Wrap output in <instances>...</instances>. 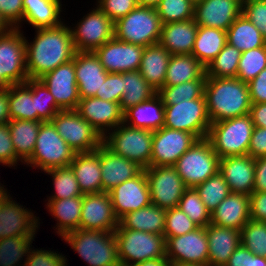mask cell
I'll return each instance as SVG.
<instances>
[{"label":"cell","instance_id":"cell-1","mask_svg":"<svg viewBox=\"0 0 266 266\" xmlns=\"http://www.w3.org/2000/svg\"><path fill=\"white\" fill-rule=\"evenodd\" d=\"M30 43L25 39L26 70L29 79H40L58 66L72 60L76 53L70 27L61 23L56 27L35 29Z\"/></svg>","mask_w":266,"mask_h":266},{"label":"cell","instance_id":"cell-2","mask_svg":"<svg viewBox=\"0 0 266 266\" xmlns=\"http://www.w3.org/2000/svg\"><path fill=\"white\" fill-rule=\"evenodd\" d=\"M204 95L211 123L247 115L252 105L248 84L237 77H207Z\"/></svg>","mask_w":266,"mask_h":266},{"label":"cell","instance_id":"cell-3","mask_svg":"<svg viewBox=\"0 0 266 266\" xmlns=\"http://www.w3.org/2000/svg\"><path fill=\"white\" fill-rule=\"evenodd\" d=\"M62 238L89 266H121L114 232L78 229Z\"/></svg>","mask_w":266,"mask_h":266},{"label":"cell","instance_id":"cell-4","mask_svg":"<svg viewBox=\"0 0 266 266\" xmlns=\"http://www.w3.org/2000/svg\"><path fill=\"white\" fill-rule=\"evenodd\" d=\"M254 124L249 114L211 123L207 139L218 157L247 155Z\"/></svg>","mask_w":266,"mask_h":266},{"label":"cell","instance_id":"cell-5","mask_svg":"<svg viewBox=\"0 0 266 266\" xmlns=\"http://www.w3.org/2000/svg\"><path fill=\"white\" fill-rule=\"evenodd\" d=\"M114 235L121 266H135L144 261L166 258L164 235L131 229H116Z\"/></svg>","mask_w":266,"mask_h":266},{"label":"cell","instance_id":"cell-6","mask_svg":"<svg viewBox=\"0 0 266 266\" xmlns=\"http://www.w3.org/2000/svg\"><path fill=\"white\" fill-rule=\"evenodd\" d=\"M152 140L153 131L122 123L103 137V144L113 153L146 169L151 166Z\"/></svg>","mask_w":266,"mask_h":266},{"label":"cell","instance_id":"cell-7","mask_svg":"<svg viewBox=\"0 0 266 266\" xmlns=\"http://www.w3.org/2000/svg\"><path fill=\"white\" fill-rule=\"evenodd\" d=\"M162 23L154 7L138 6L114 23V37L147 47L159 43Z\"/></svg>","mask_w":266,"mask_h":266},{"label":"cell","instance_id":"cell-8","mask_svg":"<svg viewBox=\"0 0 266 266\" xmlns=\"http://www.w3.org/2000/svg\"><path fill=\"white\" fill-rule=\"evenodd\" d=\"M220 158L207 138L198 139L173 165L187 188L219 172Z\"/></svg>","mask_w":266,"mask_h":266},{"label":"cell","instance_id":"cell-9","mask_svg":"<svg viewBox=\"0 0 266 266\" xmlns=\"http://www.w3.org/2000/svg\"><path fill=\"white\" fill-rule=\"evenodd\" d=\"M75 154L76 152L57 133L52 122H42L33 154L25 163L45 173L50 169L69 166Z\"/></svg>","mask_w":266,"mask_h":266},{"label":"cell","instance_id":"cell-10","mask_svg":"<svg viewBox=\"0 0 266 266\" xmlns=\"http://www.w3.org/2000/svg\"><path fill=\"white\" fill-rule=\"evenodd\" d=\"M23 35L20 27L0 35V89L25 83L29 78L26 70V37Z\"/></svg>","mask_w":266,"mask_h":266},{"label":"cell","instance_id":"cell-11","mask_svg":"<svg viewBox=\"0 0 266 266\" xmlns=\"http://www.w3.org/2000/svg\"><path fill=\"white\" fill-rule=\"evenodd\" d=\"M51 122L76 153L91 152L103 144V137L76 110L59 111Z\"/></svg>","mask_w":266,"mask_h":266},{"label":"cell","instance_id":"cell-12","mask_svg":"<svg viewBox=\"0 0 266 266\" xmlns=\"http://www.w3.org/2000/svg\"><path fill=\"white\" fill-rule=\"evenodd\" d=\"M210 125L205 97L165 105L164 127L192 133L203 139L207 138Z\"/></svg>","mask_w":266,"mask_h":266},{"label":"cell","instance_id":"cell-13","mask_svg":"<svg viewBox=\"0 0 266 266\" xmlns=\"http://www.w3.org/2000/svg\"><path fill=\"white\" fill-rule=\"evenodd\" d=\"M166 259L170 266L208 265L206 227L176 237H165Z\"/></svg>","mask_w":266,"mask_h":266},{"label":"cell","instance_id":"cell-14","mask_svg":"<svg viewBox=\"0 0 266 266\" xmlns=\"http://www.w3.org/2000/svg\"><path fill=\"white\" fill-rule=\"evenodd\" d=\"M71 30L76 51L94 52L114 37V22L96 5Z\"/></svg>","mask_w":266,"mask_h":266},{"label":"cell","instance_id":"cell-15","mask_svg":"<svg viewBox=\"0 0 266 266\" xmlns=\"http://www.w3.org/2000/svg\"><path fill=\"white\" fill-rule=\"evenodd\" d=\"M148 180L151 204L161 209L178 207L187 189L173 166H149L144 169Z\"/></svg>","mask_w":266,"mask_h":266},{"label":"cell","instance_id":"cell-16","mask_svg":"<svg viewBox=\"0 0 266 266\" xmlns=\"http://www.w3.org/2000/svg\"><path fill=\"white\" fill-rule=\"evenodd\" d=\"M197 140L192 133L164 126L153 131L151 166H173Z\"/></svg>","mask_w":266,"mask_h":266},{"label":"cell","instance_id":"cell-17","mask_svg":"<svg viewBox=\"0 0 266 266\" xmlns=\"http://www.w3.org/2000/svg\"><path fill=\"white\" fill-rule=\"evenodd\" d=\"M108 193L118 220L129 212L151 204L150 190L144 169L137 176L124 181Z\"/></svg>","mask_w":266,"mask_h":266},{"label":"cell","instance_id":"cell-18","mask_svg":"<svg viewBox=\"0 0 266 266\" xmlns=\"http://www.w3.org/2000/svg\"><path fill=\"white\" fill-rule=\"evenodd\" d=\"M144 47L113 37L94 51L108 73L139 70Z\"/></svg>","mask_w":266,"mask_h":266},{"label":"cell","instance_id":"cell-19","mask_svg":"<svg viewBox=\"0 0 266 266\" xmlns=\"http://www.w3.org/2000/svg\"><path fill=\"white\" fill-rule=\"evenodd\" d=\"M119 225L108 192L84 194L79 229L114 232Z\"/></svg>","mask_w":266,"mask_h":266},{"label":"cell","instance_id":"cell-20","mask_svg":"<svg viewBox=\"0 0 266 266\" xmlns=\"http://www.w3.org/2000/svg\"><path fill=\"white\" fill-rule=\"evenodd\" d=\"M9 195H5L0 201V239L35 236L40 225L39 217H36L31 209L13 201Z\"/></svg>","mask_w":266,"mask_h":266},{"label":"cell","instance_id":"cell-21","mask_svg":"<svg viewBox=\"0 0 266 266\" xmlns=\"http://www.w3.org/2000/svg\"><path fill=\"white\" fill-rule=\"evenodd\" d=\"M40 80L54 96L56 104L62 110H75L80 100L75 77L74 58L51 72Z\"/></svg>","mask_w":266,"mask_h":266},{"label":"cell","instance_id":"cell-22","mask_svg":"<svg viewBox=\"0 0 266 266\" xmlns=\"http://www.w3.org/2000/svg\"><path fill=\"white\" fill-rule=\"evenodd\" d=\"M81 117L90 123L104 137L109 130L123 123V111L120 103L106 101L96 97L80 98L75 109Z\"/></svg>","mask_w":266,"mask_h":266},{"label":"cell","instance_id":"cell-23","mask_svg":"<svg viewBox=\"0 0 266 266\" xmlns=\"http://www.w3.org/2000/svg\"><path fill=\"white\" fill-rule=\"evenodd\" d=\"M241 14L238 0H204L195 4L194 20L198 26L227 31Z\"/></svg>","mask_w":266,"mask_h":266},{"label":"cell","instance_id":"cell-24","mask_svg":"<svg viewBox=\"0 0 266 266\" xmlns=\"http://www.w3.org/2000/svg\"><path fill=\"white\" fill-rule=\"evenodd\" d=\"M74 68L80 98L94 97L100 93L108 72L94 52L76 51Z\"/></svg>","mask_w":266,"mask_h":266},{"label":"cell","instance_id":"cell-25","mask_svg":"<svg viewBox=\"0 0 266 266\" xmlns=\"http://www.w3.org/2000/svg\"><path fill=\"white\" fill-rule=\"evenodd\" d=\"M219 173L231 193L251 195L254 189L255 159L249 155L228 156L219 161Z\"/></svg>","mask_w":266,"mask_h":266},{"label":"cell","instance_id":"cell-26","mask_svg":"<svg viewBox=\"0 0 266 266\" xmlns=\"http://www.w3.org/2000/svg\"><path fill=\"white\" fill-rule=\"evenodd\" d=\"M100 169L103 192L111 191L143 170L135 162L113 153L104 144L100 146Z\"/></svg>","mask_w":266,"mask_h":266},{"label":"cell","instance_id":"cell-27","mask_svg":"<svg viewBox=\"0 0 266 266\" xmlns=\"http://www.w3.org/2000/svg\"><path fill=\"white\" fill-rule=\"evenodd\" d=\"M208 238V266H225L229 257L241 244L240 230L212 223L206 226Z\"/></svg>","mask_w":266,"mask_h":266},{"label":"cell","instance_id":"cell-28","mask_svg":"<svg viewBox=\"0 0 266 266\" xmlns=\"http://www.w3.org/2000/svg\"><path fill=\"white\" fill-rule=\"evenodd\" d=\"M250 220V197L246 194L230 193L211 212L210 223L241 230Z\"/></svg>","mask_w":266,"mask_h":266},{"label":"cell","instance_id":"cell-29","mask_svg":"<svg viewBox=\"0 0 266 266\" xmlns=\"http://www.w3.org/2000/svg\"><path fill=\"white\" fill-rule=\"evenodd\" d=\"M197 30L194 19L164 24L159 44L171 55L192 54Z\"/></svg>","mask_w":266,"mask_h":266},{"label":"cell","instance_id":"cell-30","mask_svg":"<svg viewBox=\"0 0 266 266\" xmlns=\"http://www.w3.org/2000/svg\"><path fill=\"white\" fill-rule=\"evenodd\" d=\"M83 194L101 193L100 147L91 152L76 153L69 164Z\"/></svg>","mask_w":266,"mask_h":266},{"label":"cell","instance_id":"cell-31","mask_svg":"<svg viewBox=\"0 0 266 266\" xmlns=\"http://www.w3.org/2000/svg\"><path fill=\"white\" fill-rule=\"evenodd\" d=\"M165 105L156 94L151 99L132 106L123 112V123L131 127L159 130L164 126Z\"/></svg>","mask_w":266,"mask_h":266},{"label":"cell","instance_id":"cell-32","mask_svg":"<svg viewBox=\"0 0 266 266\" xmlns=\"http://www.w3.org/2000/svg\"><path fill=\"white\" fill-rule=\"evenodd\" d=\"M171 54L159 43L144 47L140 74L157 92L164 86Z\"/></svg>","mask_w":266,"mask_h":266},{"label":"cell","instance_id":"cell-33","mask_svg":"<svg viewBox=\"0 0 266 266\" xmlns=\"http://www.w3.org/2000/svg\"><path fill=\"white\" fill-rule=\"evenodd\" d=\"M166 210L150 204L127 213L119 220L116 229H131L164 235Z\"/></svg>","mask_w":266,"mask_h":266},{"label":"cell","instance_id":"cell-34","mask_svg":"<svg viewBox=\"0 0 266 266\" xmlns=\"http://www.w3.org/2000/svg\"><path fill=\"white\" fill-rule=\"evenodd\" d=\"M23 21L35 29L56 27L63 23L60 19V0H22Z\"/></svg>","mask_w":266,"mask_h":266},{"label":"cell","instance_id":"cell-35","mask_svg":"<svg viewBox=\"0 0 266 266\" xmlns=\"http://www.w3.org/2000/svg\"><path fill=\"white\" fill-rule=\"evenodd\" d=\"M46 206L49 213L57 220L55 229L58 235L63 237L65 234L79 229L82 196L48 200Z\"/></svg>","mask_w":266,"mask_h":266},{"label":"cell","instance_id":"cell-36","mask_svg":"<svg viewBox=\"0 0 266 266\" xmlns=\"http://www.w3.org/2000/svg\"><path fill=\"white\" fill-rule=\"evenodd\" d=\"M195 79H207L206 67L192 54L171 55L164 86H174Z\"/></svg>","mask_w":266,"mask_h":266},{"label":"cell","instance_id":"cell-37","mask_svg":"<svg viewBox=\"0 0 266 266\" xmlns=\"http://www.w3.org/2000/svg\"><path fill=\"white\" fill-rule=\"evenodd\" d=\"M227 44L226 31L198 26L192 55L205 67Z\"/></svg>","mask_w":266,"mask_h":266},{"label":"cell","instance_id":"cell-38","mask_svg":"<svg viewBox=\"0 0 266 266\" xmlns=\"http://www.w3.org/2000/svg\"><path fill=\"white\" fill-rule=\"evenodd\" d=\"M41 123L21 119L8 123L15 154L24 164L33 154Z\"/></svg>","mask_w":266,"mask_h":266},{"label":"cell","instance_id":"cell-39","mask_svg":"<svg viewBox=\"0 0 266 266\" xmlns=\"http://www.w3.org/2000/svg\"><path fill=\"white\" fill-rule=\"evenodd\" d=\"M227 43L245 52L266 45L260 30L241 14L226 31Z\"/></svg>","mask_w":266,"mask_h":266},{"label":"cell","instance_id":"cell-40","mask_svg":"<svg viewBox=\"0 0 266 266\" xmlns=\"http://www.w3.org/2000/svg\"><path fill=\"white\" fill-rule=\"evenodd\" d=\"M123 95L120 100L121 110L151 99L157 94L140 74L139 70L122 72Z\"/></svg>","mask_w":266,"mask_h":266},{"label":"cell","instance_id":"cell-41","mask_svg":"<svg viewBox=\"0 0 266 266\" xmlns=\"http://www.w3.org/2000/svg\"><path fill=\"white\" fill-rule=\"evenodd\" d=\"M9 115L11 120L37 121L35 111V93L26 84H14L9 87Z\"/></svg>","mask_w":266,"mask_h":266},{"label":"cell","instance_id":"cell-42","mask_svg":"<svg viewBox=\"0 0 266 266\" xmlns=\"http://www.w3.org/2000/svg\"><path fill=\"white\" fill-rule=\"evenodd\" d=\"M206 79H195L174 86H163L157 94L164 105H173L180 102L205 97Z\"/></svg>","mask_w":266,"mask_h":266},{"label":"cell","instance_id":"cell-43","mask_svg":"<svg viewBox=\"0 0 266 266\" xmlns=\"http://www.w3.org/2000/svg\"><path fill=\"white\" fill-rule=\"evenodd\" d=\"M242 52L226 44L219 54L207 65L206 76L215 78H234Z\"/></svg>","mask_w":266,"mask_h":266},{"label":"cell","instance_id":"cell-44","mask_svg":"<svg viewBox=\"0 0 266 266\" xmlns=\"http://www.w3.org/2000/svg\"><path fill=\"white\" fill-rule=\"evenodd\" d=\"M35 236H12L0 239V266H21L28 257Z\"/></svg>","mask_w":266,"mask_h":266},{"label":"cell","instance_id":"cell-45","mask_svg":"<svg viewBox=\"0 0 266 266\" xmlns=\"http://www.w3.org/2000/svg\"><path fill=\"white\" fill-rule=\"evenodd\" d=\"M52 176L55 193L47 200L66 199L83 196L78 181L70 166L45 171Z\"/></svg>","mask_w":266,"mask_h":266},{"label":"cell","instance_id":"cell-46","mask_svg":"<svg viewBox=\"0 0 266 266\" xmlns=\"http://www.w3.org/2000/svg\"><path fill=\"white\" fill-rule=\"evenodd\" d=\"M25 83L35 93V111L37 121L51 122L62 109L56 104L54 96L40 79H27Z\"/></svg>","mask_w":266,"mask_h":266},{"label":"cell","instance_id":"cell-47","mask_svg":"<svg viewBox=\"0 0 266 266\" xmlns=\"http://www.w3.org/2000/svg\"><path fill=\"white\" fill-rule=\"evenodd\" d=\"M195 189L210 213L231 193L228 184L219 172L197 185Z\"/></svg>","mask_w":266,"mask_h":266},{"label":"cell","instance_id":"cell-48","mask_svg":"<svg viewBox=\"0 0 266 266\" xmlns=\"http://www.w3.org/2000/svg\"><path fill=\"white\" fill-rule=\"evenodd\" d=\"M178 207L198 226L210 224L211 213L201 200L195 188H187L179 201Z\"/></svg>","mask_w":266,"mask_h":266},{"label":"cell","instance_id":"cell-49","mask_svg":"<svg viewBox=\"0 0 266 266\" xmlns=\"http://www.w3.org/2000/svg\"><path fill=\"white\" fill-rule=\"evenodd\" d=\"M155 8L162 25L194 19L195 4L190 0H160Z\"/></svg>","mask_w":266,"mask_h":266},{"label":"cell","instance_id":"cell-50","mask_svg":"<svg viewBox=\"0 0 266 266\" xmlns=\"http://www.w3.org/2000/svg\"><path fill=\"white\" fill-rule=\"evenodd\" d=\"M266 68V45L242 52L236 77L248 83Z\"/></svg>","mask_w":266,"mask_h":266},{"label":"cell","instance_id":"cell-51","mask_svg":"<svg viewBox=\"0 0 266 266\" xmlns=\"http://www.w3.org/2000/svg\"><path fill=\"white\" fill-rule=\"evenodd\" d=\"M240 240L252 254L266 258V222L250 219L240 230Z\"/></svg>","mask_w":266,"mask_h":266},{"label":"cell","instance_id":"cell-52","mask_svg":"<svg viewBox=\"0 0 266 266\" xmlns=\"http://www.w3.org/2000/svg\"><path fill=\"white\" fill-rule=\"evenodd\" d=\"M197 228L198 226L179 207L166 210L165 237L184 235Z\"/></svg>","mask_w":266,"mask_h":266},{"label":"cell","instance_id":"cell-53","mask_svg":"<svg viewBox=\"0 0 266 266\" xmlns=\"http://www.w3.org/2000/svg\"><path fill=\"white\" fill-rule=\"evenodd\" d=\"M31 247L28 257L22 266H68L67 258L51 250L34 249Z\"/></svg>","mask_w":266,"mask_h":266},{"label":"cell","instance_id":"cell-54","mask_svg":"<svg viewBox=\"0 0 266 266\" xmlns=\"http://www.w3.org/2000/svg\"><path fill=\"white\" fill-rule=\"evenodd\" d=\"M97 6L115 23L139 6L138 0H97Z\"/></svg>","mask_w":266,"mask_h":266},{"label":"cell","instance_id":"cell-55","mask_svg":"<svg viewBox=\"0 0 266 266\" xmlns=\"http://www.w3.org/2000/svg\"><path fill=\"white\" fill-rule=\"evenodd\" d=\"M242 14L262 33L266 40V0H248L242 4Z\"/></svg>","mask_w":266,"mask_h":266},{"label":"cell","instance_id":"cell-56","mask_svg":"<svg viewBox=\"0 0 266 266\" xmlns=\"http://www.w3.org/2000/svg\"><path fill=\"white\" fill-rule=\"evenodd\" d=\"M123 95L122 72L108 73L105 82L102 84L100 93L94 97L106 101L120 103Z\"/></svg>","mask_w":266,"mask_h":266},{"label":"cell","instance_id":"cell-57","mask_svg":"<svg viewBox=\"0 0 266 266\" xmlns=\"http://www.w3.org/2000/svg\"><path fill=\"white\" fill-rule=\"evenodd\" d=\"M21 161L15 154L8 123L0 124V163L5 166H16Z\"/></svg>","mask_w":266,"mask_h":266},{"label":"cell","instance_id":"cell-58","mask_svg":"<svg viewBox=\"0 0 266 266\" xmlns=\"http://www.w3.org/2000/svg\"><path fill=\"white\" fill-rule=\"evenodd\" d=\"M0 13L12 28L21 27L23 21L22 0H0Z\"/></svg>","mask_w":266,"mask_h":266},{"label":"cell","instance_id":"cell-59","mask_svg":"<svg viewBox=\"0 0 266 266\" xmlns=\"http://www.w3.org/2000/svg\"><path fill=\"white\" fill-rule=\"evenodd\" d=\"M247 84L251 103H266V68Z\"/></svg>","mask_w":266,"mask_h":266},{"label":"cell","instance_id":"cell-60","mask_svg":"<svg viewBox=\"0 0 266 266\" xmlns=\"http://www.w3.org/2000/svg\"><path fill=\"white\" fill-rule=\"evenodd\" d=\"M247 155L254 159L266 156V128L254 127Z\"/></svg>","mask_w":266,"mask_h":266},{"label":"cell","instance_id":"cell-61","mask_svg":"<svg viewBox=\"0 0 266 266\" xmlns=\"http://www.w3.org/2000/svg\"><path fill=\"white\" fill-rule=\"evenodd\" d=\"M249 197L250 219L266 222V192H253Z\"/></svg>","mask_w":266,"mask_h":266},{"label":"cell","instance_id":"cell-62","mask_svg":"<svg viewBox=\"0 0 266 266\" xmlns=\"http://www.w3.org/2000/svg\"><path fill=\"white\" fill-rule=\"evenodd\" d=\"M253 192H266V156L255 158Z\"/></svg>","mask_w":266,"mask_h":266},{"label":"cell","instance_id":"cell-63","mask_svg":"<svg viewBox=\"0 0 266 266\" xmlns=\"http://www.w3.org/2000/svg\"><path fill=\"white\" fill-rule=\"evenodd\" d=\"M249 115L254 127L266 128V103L252 104Z\"/></svg>","mask_w":266,"mask_h":266},{"label":"cell","instance_id":"cell-64","mask_svg":"<svg viewBox=\"0 0 266 266\" xmlns=\"http://www.w3.org/2000/svg\"><path fill=\"white\" fill-rule=\"evenodd\" d=\"M247 263L248 249L240 244L229 257V260L225 266H247Z\"/></svg>","mask_w":266,"mask_h":266},{"label":"cell","instance_id":"cell-65","mask_svg":"<svg viewBox=\"0 0 266 266\" xmlns=\"http://www.w3.org/2000/svg\"><path fill=\"white\" fill-rule=\"evenodd\" d=\"M9 88L0 89V124L11 121L9 115Z\"/></svg>","mask_w":266,"mask_h":266},{"label":"cell","instance_id":"cell-66","mask_svg":"<svg viewBox=\"0 0 266 266\" xmlns=\"http://www.w3.org/2000/svg\"><path fill=\"white\" fill-rule=\"evenodd\" d=\"M247 266H266V258L252 254L248 250V263Z\"/></svg>","mask_w":266,"mask_h":266},{"label":"cell","instance_id":"cell-67","mask_svg":"<svg viewBox=\"0 0 266 266\" xmlns=\"http://www.w3.org/2000/svg\"><path fill=\"white\" fill-rule=\"evenodd\" d=\"M135 266H170L166 258H158L155 260H148L136 264Z\"/></svg>","mask_w":266,"mask_h":266},{"label":"cell","instance_id":"cell-68","mask_svg":"<svg viewBox=\"0 0 266 266\" xmlns=\"http://www.w3.org/2000/svg\"><path fill=\"white\" fill-rule=\"evenodd\" d=\"M12 27L6 22L0 13V35L10 31Z\"/></svg>","mask_w":266,"mask_h":266},{"label":"cell","instance_id":"cell-69","mask_svg":"<svg viewBox=\"0 0 266 266\" xmlns=\"http://www.w3.org/2000/svg\"><path fill=\"white\" fill-rule=\"evenodd\" d=\"M160 0H138L139 6L156 7Z\"/></svg>","mask_w":266,"mask_h":266},{"label":"cell","instance_id":"cell-70","mask_svg":"<svg viewBox=\"0 0 266 266\" xmlns=\"http://www.w3.org/2000/svg\"><path fill=\"white\" fill-rule=\"evenodd\" d=\"M5 195H8V191H0V201Z\"/></svg>","mask_w":266,"mask_h":266},{"label":"cell","instance_id":"cell-71","mask_svg":"<svg viewBox=\"0 0 266 266\" xmlns=\"http://www.w3.org/2000/svg\"><path fill=\"white\" fill-rule=\"evenodd\" d=\"M193 4H197V3H199V2H201V1H204V0H190Z\"/></svg>","mask_w":266,"mask_h":266},{"label":"cell","instance_id":"cell-72","mask_svg":"<svg viewBox=\"0 0 266 266\" xmlns=\"http://www.w3.org/2000/svg\"><path fill=\"white\" fill-rule=\"evenodd\" d=\"M0 191H7V189H5L3 185L1 186V183H0Z\"/></svg>","mask_w":266,"mask_h":266},{"label":"cell","instance_id":"cell-73","mask_svg":"<svg viewBox=\"0 0 266 266\" xmlns=\"http://www.w3.org/2000/svg\"><path fill=\"white\" fill-rule=\"evenodd\" d=\"M179 266H208V265H179Z\"/></svg>","mask_w":266,"mask_h":266},{"label":"cell","instance_id":"cell-74","mask_svg":"<svg viewBox=\"0 0 266 266\" xmlns=\"http://www.w3.org/2000/svg\"><path fill=\"white\" fill-rule=\"evenodd\" d=\"M240 3L244 4L248 0H238Z\"/></svg>","mask_w":266,"mask_h":266}]
</instances>
